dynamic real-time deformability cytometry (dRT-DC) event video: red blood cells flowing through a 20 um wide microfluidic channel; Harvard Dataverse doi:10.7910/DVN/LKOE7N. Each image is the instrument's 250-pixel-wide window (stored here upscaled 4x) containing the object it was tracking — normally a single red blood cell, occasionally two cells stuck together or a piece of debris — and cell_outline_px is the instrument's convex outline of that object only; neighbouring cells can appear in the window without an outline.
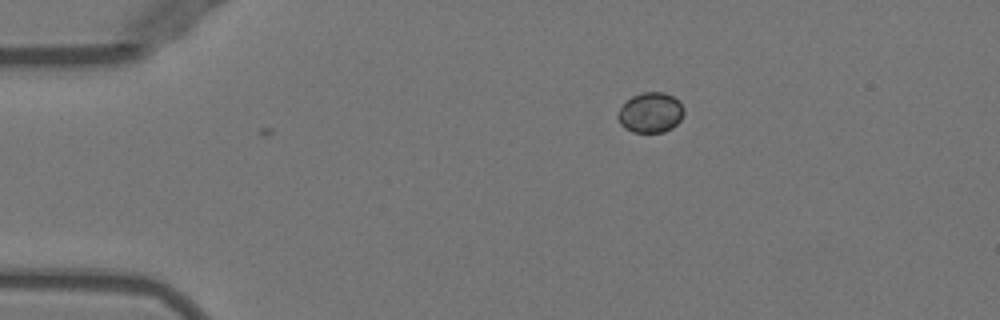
{"species": "Egyptian fruit bat (a non-hibernating species)", "species_latin": "Rousettus aegyptiacus", "temperature_condition": "warm", "stored_images_in_passage": 2, "camera_frame_rate_fps": 3000, "um_per_image_px": 0.085, "animal": {"sex": "female"}, "frame": {"image": 1, "passage_image": 1, "time_ms": 0.0, "image_size_px": [1000, 320], "cell_outline_px": [[684, 112], [680, 120], [672, 128], [664, 132], [632, 132], [624, 128], [620, 124], [616, 116], [620, 108], [632, 96], [644, 92], [664, 92], [680, 100], [684, 108]], "centroid_in_image_um": [55.3, 9.57], "position_along_channel_um": 29.7, "area_um2": 15.55}}